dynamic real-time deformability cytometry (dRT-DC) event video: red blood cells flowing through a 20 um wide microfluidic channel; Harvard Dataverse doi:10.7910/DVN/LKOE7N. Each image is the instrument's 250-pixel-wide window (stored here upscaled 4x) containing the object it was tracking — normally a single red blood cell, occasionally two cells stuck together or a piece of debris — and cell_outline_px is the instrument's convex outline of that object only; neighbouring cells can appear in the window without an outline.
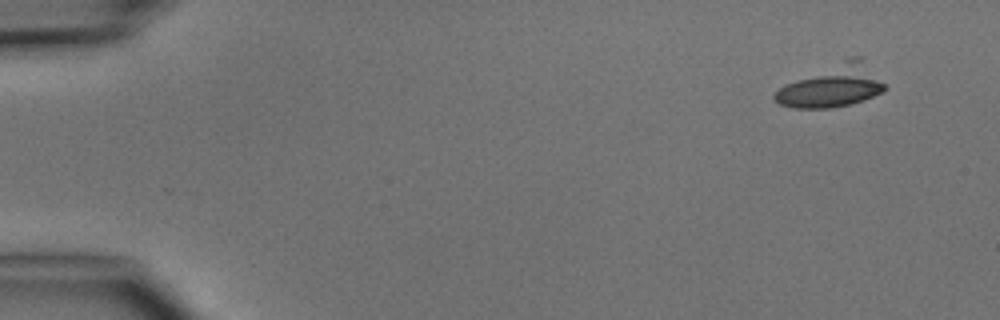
{"species": "common noctule bat (a hibernating species)", "species_latin": "Nyctalus noctula", "temperature_condition": "cold", "stored_images_in_passage": 2, "camera_frame_rate_fps": 3000, "um_per_image_px": 0.085, "animal": {"sex": "male", "body_mass_g": 15.6}, "frame": {"image": 1, "passage_image": 2, "time_ms": 1.333, "image_size_px": [1000, 320], "cell_outline_px": [[888, 88], [884, 92], [864, 100], [848, 104], [828, 108], [792, 108], [780, 104], [772, 96], [780, 88], [796, 80], [852, 56], [860, 56]], "centroid_in_image_um": [70.78, 7.33], "position_along_channel_um": 14.2, "area_um2": 26.3}}